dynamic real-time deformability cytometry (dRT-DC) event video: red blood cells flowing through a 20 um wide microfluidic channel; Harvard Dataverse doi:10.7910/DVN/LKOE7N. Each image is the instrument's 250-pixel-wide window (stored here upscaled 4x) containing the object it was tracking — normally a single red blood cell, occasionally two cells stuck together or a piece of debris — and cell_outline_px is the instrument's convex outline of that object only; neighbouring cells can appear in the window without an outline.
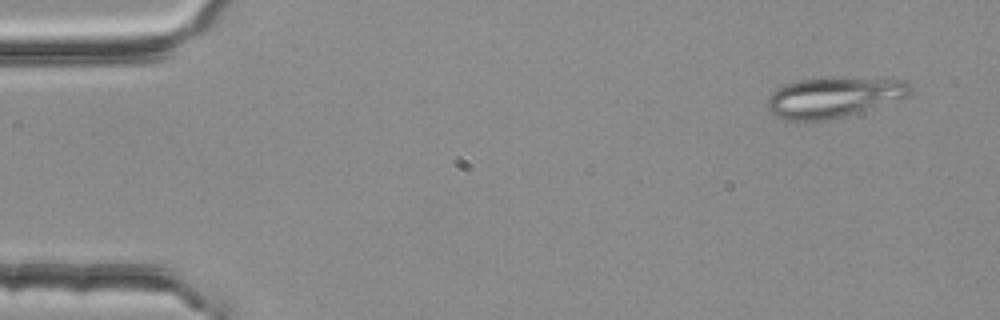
{"species": "common noctule bat (a hibernating species)", "species_latin": "Nyctalus noctula", "temperature_condition": "room temperature", "stored_images_in_passage": 4, "camera_frame_rate_fps": 3000, "um_per_image_px": 0.085, "animal": {"sex": "female", "body_mass_g": 25.1}, "frame": {"image": 1, "passage_image": 1, "time_ms": 0.0, "image_size_px": [1000, 320], "cell_outline_px": [[912, 88], [908, 96], [844, 116], [828, 120], [788, 120], [776, 116], [768, 108], [768, 96], [772, 92], [784, 84], [800, 80], [820, 76], [888, 76], [908, 80]], "centroid_in_image_um": [70.94, 8.18], "position_along_channel_um": 14.1, "area_um2": 34.56}}